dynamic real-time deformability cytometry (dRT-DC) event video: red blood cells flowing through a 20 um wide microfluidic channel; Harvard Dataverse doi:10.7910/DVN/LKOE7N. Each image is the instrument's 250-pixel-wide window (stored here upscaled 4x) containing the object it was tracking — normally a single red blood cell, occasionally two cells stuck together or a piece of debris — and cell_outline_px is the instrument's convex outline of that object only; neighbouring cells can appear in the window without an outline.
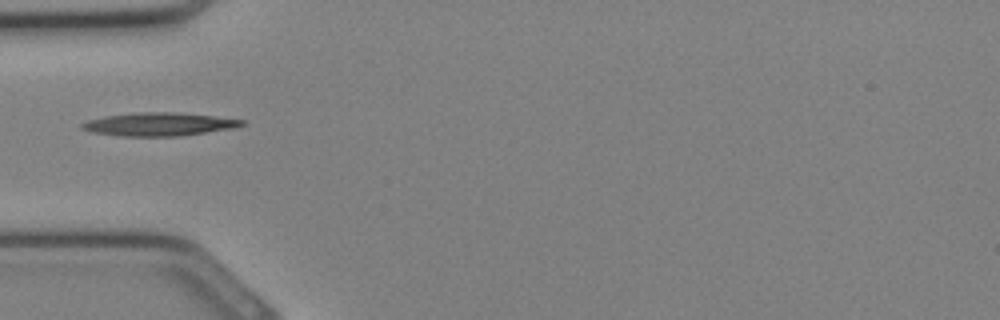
{"species": "Egyptian fruit bat (a non-hibernating species)", "species_latin": "Rousettus aegyptiacus", "temperature_condition": "cold", "stored_images_in_passage": 23, "camera_frame_rate_fps": 3000, "um_per_image_px": 0.085, "animal": {"sex": "female"}, "frame": {"image": 1, "passage_image": 1, "time_ms": 0.0, "image_size_px": [1000, 320], "cell_outline_px": [[244, 124], [236, 128], [180, 136], [120, 136], [92, 132], [80, 128], [80, 124], [88, 120], [104, 116], [136, 112], [176, 112], [212, 116], [244, 120]], "centroid_in_image_um": [13.49, 10.56], "position_along_channel_um": 71.5, "area_um2": 21.68}}
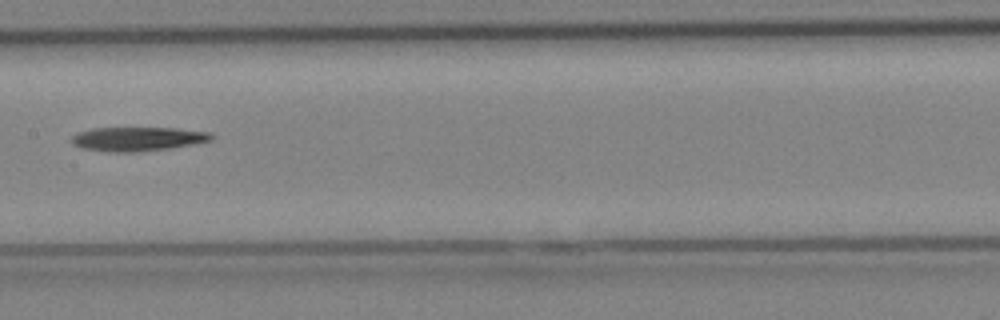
{"frame": {"image": 2, "passage_image": 7, "time_ms": 2.0, "image_size_px": [1000, 320], "cell_outline_px": [[212, 140], [168, 148], [132, 152], [112, 152], [80, 148], [72, 144], [72, 136], [76, 132], [92, 128], [176, 128], [208, 132], [212, 136]], "centroid_in_image_um": [11.62, 11.8], "position_along_channel_um": 195.8, "area_um2": 19.36}}
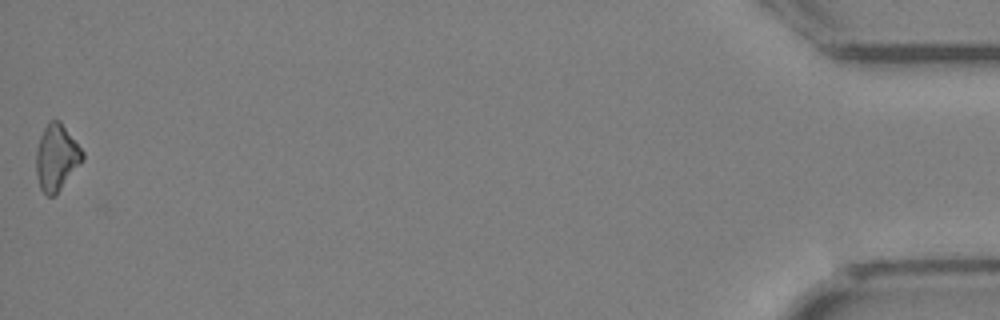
{"frame": {"image": 3, "passage_image": 23, "time_ms": 7.333, "image_size_px": [1000, 320], "cell_outline_px": [[84, 160], [56, 196], [48, 196], [40, 188], [36, 172], [36, 148], [40, 136], [48, 120], [60, 120], [84, 152]], "centroid_in_image_um": [4.81, 13.39], "position_along_channel_um": 430.4, "area_um2": 18.15}}